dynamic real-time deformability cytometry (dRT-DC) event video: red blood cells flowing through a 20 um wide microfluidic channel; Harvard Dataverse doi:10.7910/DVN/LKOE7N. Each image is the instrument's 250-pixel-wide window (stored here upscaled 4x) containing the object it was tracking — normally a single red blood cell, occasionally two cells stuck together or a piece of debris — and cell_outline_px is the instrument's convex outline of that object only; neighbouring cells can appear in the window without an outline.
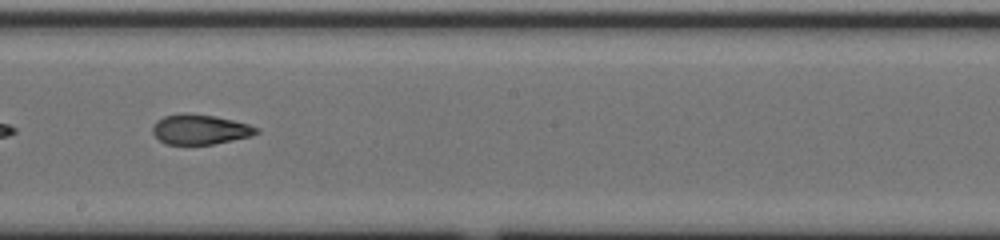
{"species": "common noctule bat (a hibernating species)", "species_latin": "Nyctalus noctula", "temperature_condition": "cold", "stored_images_in_passage": 33, "camera_frame_rate_fps": 3000, "um_per_image_px": 0.085, "animal": {"sex": "male", "body_mass_g": 20.0, "forearm_length_mm": 53.3}, "frame": {"image": 1, "passage_image": 15, "time_ms": 4.667, "image_size_px": [1000, 240], "cell_outline_px": [[260, 132], [252, 136], [212, 144], [164, 144], [152, 132], [152, 128], [156, 120], [164, 116], [184, 112], [188, 112], [216, 116], [248, 124], [260, 128]], "centroid_in_image_um": [17.01, 10.98], "position_along_channel_um": 231.2, "area_um2": 18.26}, "authors_computed_cell_mechanics": {"area_um2": 19.0162, "velocity_mm_per_s": 3.7659, "shape_relaxation_time_tau1_ms": null, "shape_relaxation_time_tau2_ms": 2.9494, "deformation_change_tau1": null, "deformation_change_tau2": 0.1109}}